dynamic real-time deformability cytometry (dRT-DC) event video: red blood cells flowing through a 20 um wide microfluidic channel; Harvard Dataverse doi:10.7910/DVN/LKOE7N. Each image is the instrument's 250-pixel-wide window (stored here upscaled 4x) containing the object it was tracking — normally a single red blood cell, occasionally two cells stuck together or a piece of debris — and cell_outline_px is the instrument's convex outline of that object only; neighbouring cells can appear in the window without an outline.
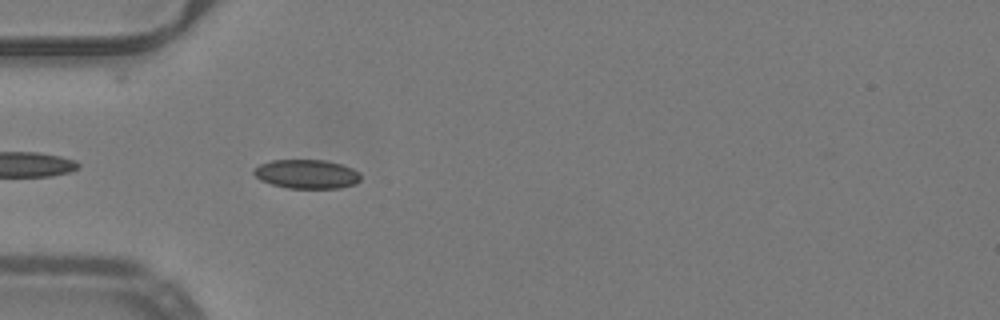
{"species": "common noctule bat (a hibernating species)", "species_latin": "Nyctalus noctula", "temperature_condition": "warm", "stored_images_in_passage": 6, "camera_frame_rate_fps": 3000, "um_per_image_px": 0.085, "animal": {"sex": "male", "body_mass_g": 19.2, "forearm_length_mm": 51.8}, "frame": {"image": 1, "passage_image": 3, "time_ms": 0.667, "image_size_px": [1000, 320], "cell_outline_px": [[360, 180], [356, 184], [340, 188], [288, 188], [272, 184], [260, 180], [252, 172], [260, 164], [272, 160], [324, 160], [340, 164], [352, 168], [360, 172]], "centroid_in_image_um": [26.09, 14.8], "position_along_channel_um": 58.9, "area_um2": 18.03}}